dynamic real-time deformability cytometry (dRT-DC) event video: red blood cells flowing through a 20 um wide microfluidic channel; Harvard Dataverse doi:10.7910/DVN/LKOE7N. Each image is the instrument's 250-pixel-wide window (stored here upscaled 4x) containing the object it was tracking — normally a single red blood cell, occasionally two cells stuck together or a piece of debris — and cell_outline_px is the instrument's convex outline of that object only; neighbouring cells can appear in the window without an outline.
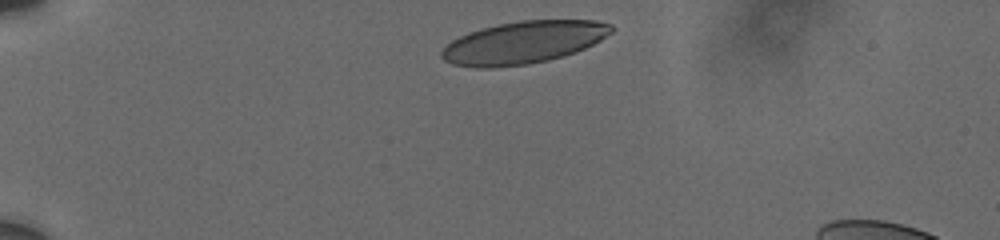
{"species": "human", "species_latin": "Homo sapiens", "temperature_condition": "cold", "stored_images_in_passage": 6, "camera_frame_rate_fps": 3000, "um_per_image_px": 0.085, "donor": {"sex": "male"}, "frame": {"image": 1, "passage_image": 1, "time_ms": 0.0, "image_size_px": [1000, 240], "cell_outline_px": [[612, 32], [600, 40], [584, 48], [548, 60], [528, 64], [488, 68], [476, 68], [452, 64], [444, 60], [440, 56], [440, 52], [452, 40], [468, 32], [500, 24], [520, 20], [596, 20], [612, 24]], "centroid_in_image_um": [44.47, 3.61], "position_along_channel_um": 40.5, "area_um2": 41.56}}
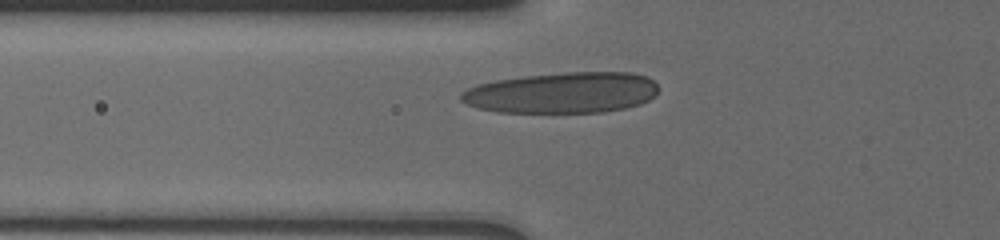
{"frame": {"image": 2, "passage_image": 4, "time_ms": 2.667, "image_size_px": [1000, 240], "cell_outline_px": [[660, 88], [648, 100], [640, 104], [624, 108], [604, 112], [496, 112], [480, 108], [468, 104], [460, 100], [460, 92], [476, 84], [496, 80], [524, 76], [564, 72], [632, 72], [648, 76]], "centroid_in_image_um": [47.79, 7.87], "position_along_channel_um": 78.0, "area_um2": 47.16}}
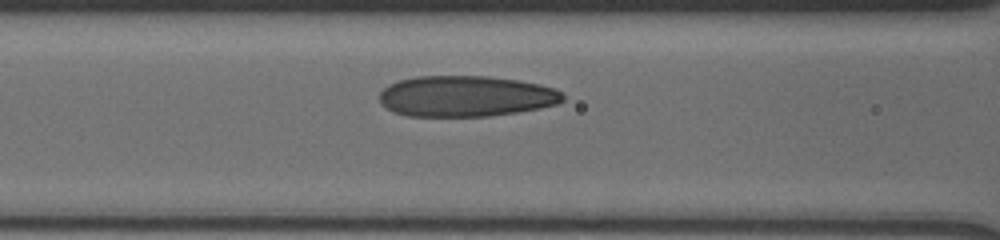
{"frame": {"image": 3, "passage_image": 6, "time_ms": 4.0, "image_size_px": [1000, 240], "cell_outline_px": [[564, 100], [556, 104], [540, 108], [516, 112], [488, 116], [408, 116], [392, 112], [380, 100], [380, 92], [388, 84], [400, 80], [416, 76], [488, 76], [516, 80], [540, 84], [556, 88], [564, 96]], "centroid_in_image_um": [39.6, 8.17], "position_along_channel_um": 127.0, "area_um2": 43.7}}